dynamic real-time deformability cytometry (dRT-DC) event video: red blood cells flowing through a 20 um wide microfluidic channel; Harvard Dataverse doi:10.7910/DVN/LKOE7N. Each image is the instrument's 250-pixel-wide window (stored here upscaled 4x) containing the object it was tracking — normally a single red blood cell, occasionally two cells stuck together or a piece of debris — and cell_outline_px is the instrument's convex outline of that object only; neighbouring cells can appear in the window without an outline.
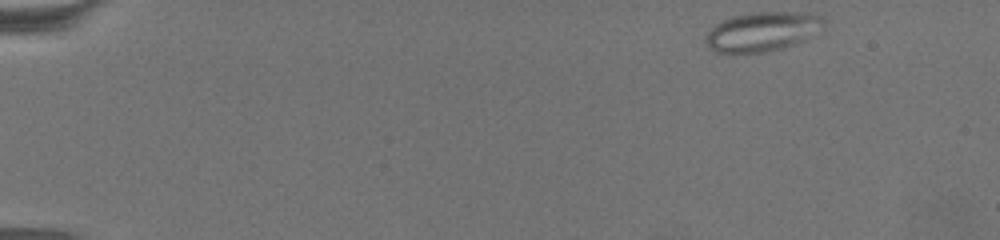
{"species": "common noctule bat (a hibernating species)", "species_latin": "Nyctalus noctula", "temperature_condition": "warm", "stored_images_in_passage": 62, "camera_frame_rate_fps": 3000, "um_per_image_px": 0.085, "animal": {"sex": "female", "body_mass_g": 19.5, "forearm_length_mm": 54.1}, "frame": {"image": 1, "passage_image": 1, "time_ms": 0.0, "image_size_px": [1000, 240], "cell_outline_px": [[824, 24], [804, 40], [780, 48], [764, 52], [732, 56], [716, 52], [704, 40], [704, 36], [716, 24], [732, 16], [752, 12], [812, 12], [820, 16], [824, 20]], "centroid_in_image_um": [64.73, 2.7], "position_along_channel_um": 20.3, "area_um2": 27.28}}
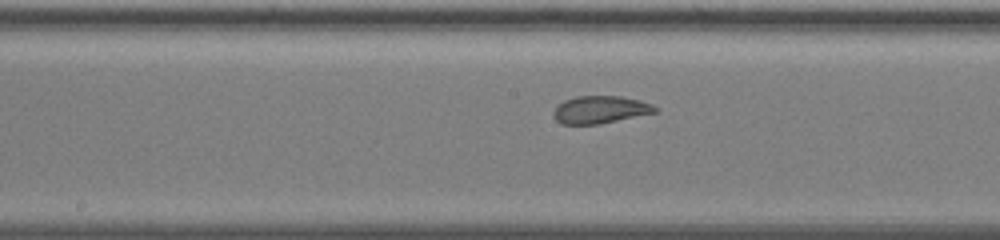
{"frame": {"image": 2, "passage_image": 31, "time_ms": 10.0, "image_size_px": [1000, 240], "cell_outline_px": [[660, 112], [600, 124], [560, 124], [556, 120], [552, 112], [564, 100], [576, 96], [620, 96], [640, 100], [652, 104], [660, 108]], "centroid_in_image_um": [51.09, 9.32], "position_along_channel_um": 197.1, "area_um2": 16.53}}
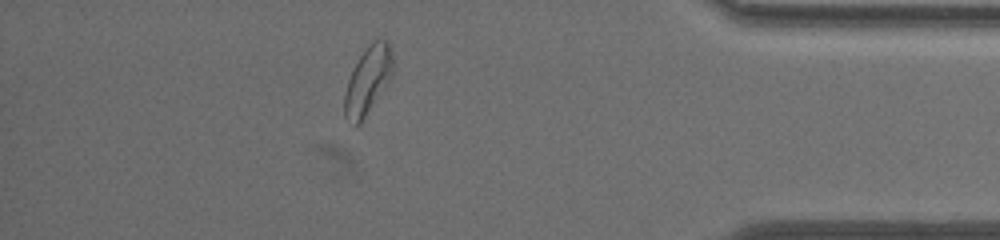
{"frame": {"image": 3, "passage_image": 54, "time_ms": 17.667, "image_size_px": [1000, 240], "cell_outline_px": [[392, 76], [360, 124], [356, 124], [344, 116], [344, 96], [348, 80], [364, 48], [372, 40], [388, 40], [392, 52]], "centroid_in_image_um": [31.27, 6.79], "position_along_channel_um": 403.9, "area_um2": 18.67}, "authors_computed_cell_mechanics": {"area_um2": 19.074, "velocity_mm_per_s": 3.1048, "shape_relaxation_time_tau1_ms": null, "shape_relaxation_time_tau2_ms": 1.8971, "deformation_change_tau1": null, "deformation_change_tau2": 0.0707}}